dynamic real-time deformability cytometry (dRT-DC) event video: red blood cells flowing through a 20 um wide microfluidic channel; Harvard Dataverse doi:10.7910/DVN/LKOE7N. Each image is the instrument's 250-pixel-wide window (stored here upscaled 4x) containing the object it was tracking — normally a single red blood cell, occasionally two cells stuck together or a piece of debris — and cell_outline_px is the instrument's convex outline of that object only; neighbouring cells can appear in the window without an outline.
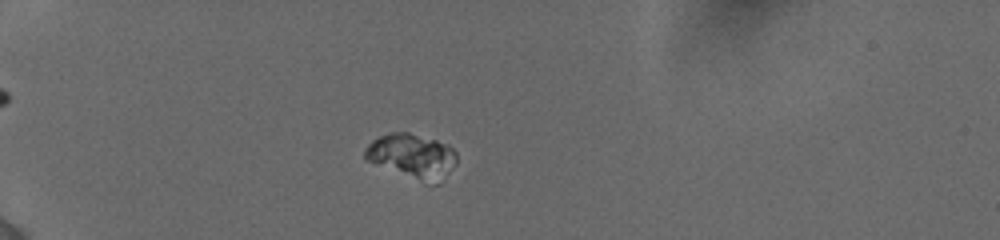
{"species": "human", "species_latin": "Homo sapiens", "temperature_condition": "cold", "stored_images_in_passage": 39, "camera_frame_rate_fps": 3000, "um_per_image_px": 0.085, "donor": {"sex": "female"}, "frame": {"image": 1, "passage_image": 6, "time_ms": 2.667, "image_size_px": [1000, 240], "cell_outline_px": [[456, 164], [452, 168], [416, 176], [368, 160], [364, 156], [364, 152], [368, 144], [372, 140], [380, 136], [392, 132], [408, 132], [436, 140], [448, 144], [456, 152]], "centroid_in_image_um": [34.93, 13.03], "position_along_channel_um": 50.1, "area_um2": 20.75}}
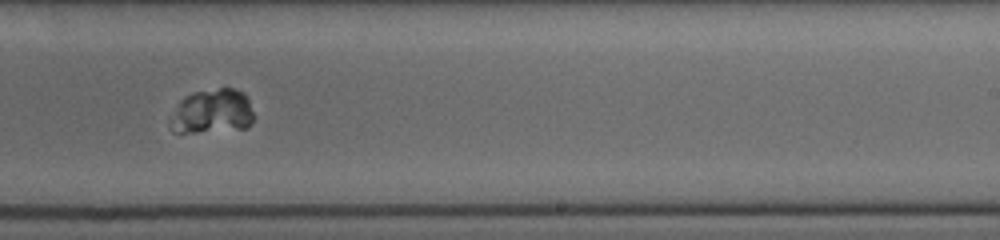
{"frame": {"image": 2, "passage_image": 19, "time_ms": 9.667, "image_size_px": [1000, 240], "cell_outline_px": [[252, 120], [244, 128], [196, 132], [172, 132], [168, 128], [180, 100], [192, 92], [220, 88], [232, 88], [244, 92], [248, 96], [252, 112]], "centroid_in_image_um": [18.03, 9.46], "position_along_channel_um": 271.0, "area_um2": 21.33}}
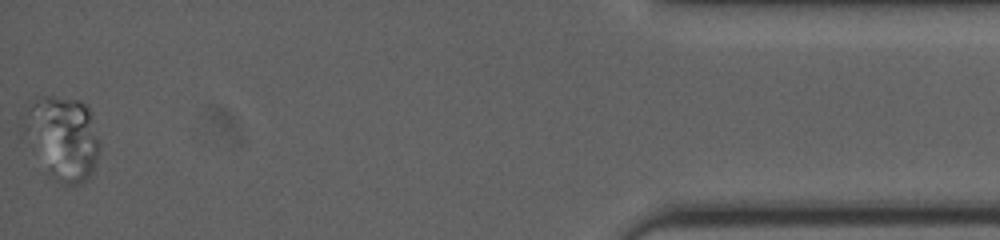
{"frame": {"image": 3, "passage_image": 39, "time_ms": 15.667, "image_size_px": [1000, 240], "cell_outline_px": [[100, 148], [92, 172], [80, 184], [60, 184], [48, 172], [20, 136], [20, 132], [28, 108], [36, 96], [52, 96], [80, 100], [88, 108], [100, 144]], "centroid_in_image_um": [5.25, 11.7], "position_along_channel_um": 429.9, "area_um2": 37.17}}